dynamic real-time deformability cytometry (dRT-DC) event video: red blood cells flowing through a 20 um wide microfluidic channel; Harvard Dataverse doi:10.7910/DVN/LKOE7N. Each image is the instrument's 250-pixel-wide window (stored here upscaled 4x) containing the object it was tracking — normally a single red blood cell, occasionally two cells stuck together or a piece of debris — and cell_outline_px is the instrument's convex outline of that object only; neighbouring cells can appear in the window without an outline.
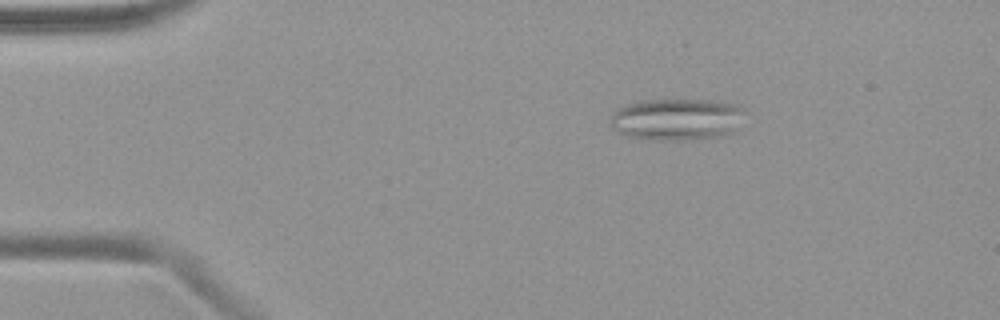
{"species": "common noctule bat (a hibernating species)", "species_latin": "Nyctalus noctula", "temperature_condition": "warm", "stored_images_in_passage": 50, "segment_of_instrument_passage": [1, 2], "camera_frame_rate_fps": 3000, "um_per_image_px": 0.085, "animal": {"sex": "female", "body_mass_g": 19.9}, "frame": {"image": 1, "passage_image": 9, "time_ms": 2.667, "image_size_px": [1000, 320], "cell_outline_px": [[744, 108], [736, 132], [724, 136], [676, 140], [656, 140], [624, 136], [612, 128], [608, 120], [612, 112], [616, 108], [640, 100], [716, 100], [740, 104]], "centroid_in_image_um": [57.51, 10.13], "position_along_channel_um": 27.5, "area_um2": 33.35}}